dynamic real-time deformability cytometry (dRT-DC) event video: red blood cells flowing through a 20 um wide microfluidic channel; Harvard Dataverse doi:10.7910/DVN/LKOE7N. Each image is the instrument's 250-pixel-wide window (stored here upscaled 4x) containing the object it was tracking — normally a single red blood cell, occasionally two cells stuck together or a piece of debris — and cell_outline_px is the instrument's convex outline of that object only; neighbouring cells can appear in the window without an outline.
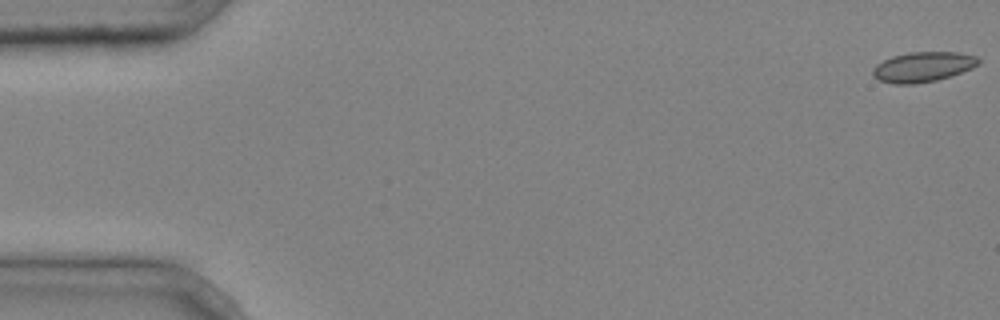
{"species": "common noctule bat (a hibernating species)", "species_latin": "Nyctalus noctula", "temperature_condition": "cold", "stored_images_in_passage": 6, "camera_frame_rate_fps": 3000, "um_per_image_px": 0.085, "animal": {"sex": "male", "body_mass_g": 20.4}, "frame": {"image": 1, "passage_image": 1, "time_ms": 0.0, "image_size_px": [1000, 320], "cell_outline_px": [[980, 64], [972, 68], [936, 80], [912, 84], [892, 84], [880, 80], [872, 76], [872, 68], [876, 64], [892, 56], [908, 52], [956, 52], [976, 56], [980, 60]], "centroid_in_image_um": [78.41, 5.68], "position_along_channel_um": 6.6, "area_um2": 18.44}}
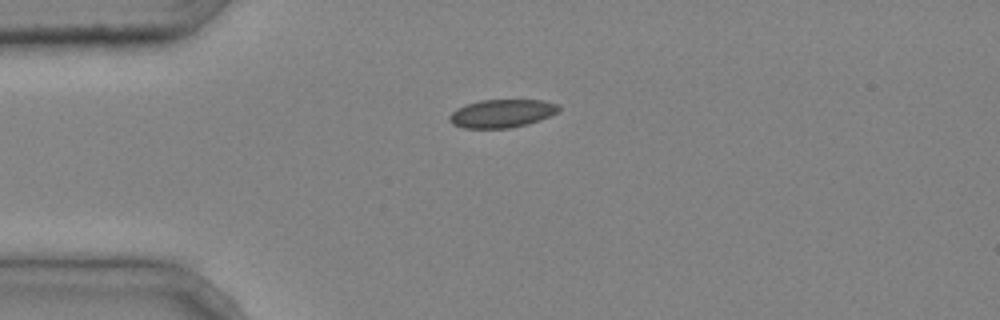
{"frame": {"image": 2, "passage_image": 4, "time_ms": 1.0, "image_size_px": [1000, 320], "cell_outline_px": [[560, 108], [556, 112], [540, 120], [528, 124], [508, 128], [464, 128], [452, 124], [448, 120], [448, 116], [456, 108], [464, 104], [480, 100], [544, 100], [560, 104]], "centroid_in_image_um": [42.63, 9.63], "position_along_channel_um": 42.4, "area_um2": 18.09}}